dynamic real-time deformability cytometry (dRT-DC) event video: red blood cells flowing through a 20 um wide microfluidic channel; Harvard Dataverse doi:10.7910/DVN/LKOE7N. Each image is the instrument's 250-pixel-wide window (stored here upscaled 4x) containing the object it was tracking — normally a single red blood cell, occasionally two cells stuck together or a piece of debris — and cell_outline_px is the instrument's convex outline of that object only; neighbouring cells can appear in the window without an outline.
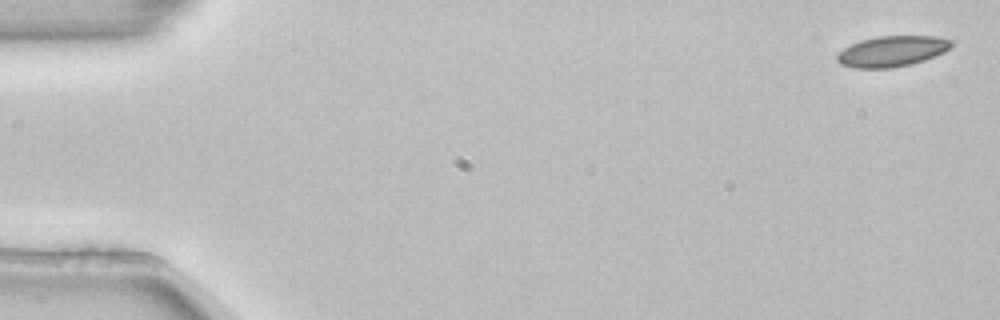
{"species": "common noctule bat (a hibernating species)", "species_latin": "Nyctalus noctula", "temperature_condition": "room temperature", "stored_images_in_passage": 6, "camera_frame_rate_fps": 3000, "um_per_image_px": 0.085, "animal": {"sex": "female", "body_mass_g": 22.7, "forearm_length_mm": 54.2}, "frame": {"image": 1, "passage_image": 1, "time_ms": 0.0, "image_size_px": [1000, 320], "cell_outline_px": [[952, 44], [944, 52], [924, 60], [908, 64], [888, 68], [852, 68], [840, 64], [836, 60], [836, 52], [860, 40], [876, 36], [936, 36], [952, 40]], "centroid_in_image_um": [75.76, 4.35], "position_along_channel_um": 9.2, "area_um2": 20.4}}
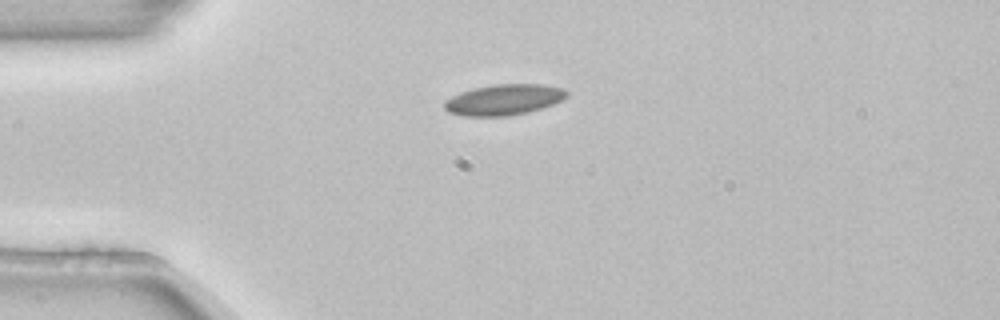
{"frame": {"image": 2, "passage_image": 4, "time_ms": 1.0, "image_size_px": [1000, 320], "cell_outline_px": [[568, 96], [564, 100], [528, 112], [508, 116], [464, 116], [448, 112], [444, 108], [444, 100], [460, 92], [476, 88], [496, 84], [544, 84], [564, 88], [568, 92]], "centroid_in_image_um": [42.85, 8.47], "position_along_channel_um": 42.2, "area_um2": 22.02}}